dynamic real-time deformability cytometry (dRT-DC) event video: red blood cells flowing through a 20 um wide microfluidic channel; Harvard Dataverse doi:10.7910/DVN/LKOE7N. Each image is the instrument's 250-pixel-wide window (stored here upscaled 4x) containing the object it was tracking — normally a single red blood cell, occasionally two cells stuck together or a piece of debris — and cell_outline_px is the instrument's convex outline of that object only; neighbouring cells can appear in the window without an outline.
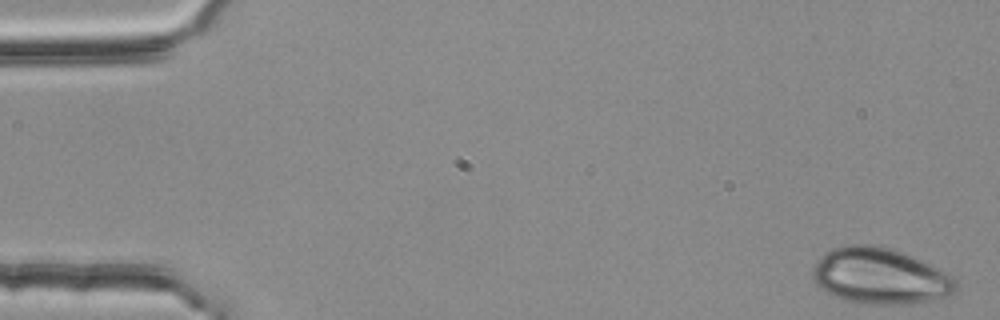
{"species": "common noctule bat (a hibernating species)", "species_latin": "Nyctalus noctula", "temperature_condition": "room temperature", "stored_images_in_passage": 49, "camera_frame_rate_fps": 3000, "um_per_image_px": 0.085, "animal": {"sex": "female", "body_mass_g": 25.1}, "frame": {"image": 1, "passage_image": 1, "time_ms": 0.0, "image_size_px": [1000, 320], "cell_outline_px": [[956, 288], [952, 296], [912, 304], [868, 304], [844, 300], [820, 288], [812, 280], [812, 268], [816, 260], [824, 252], [832, 248], [848, 244], [872, 244], [892, 248], [904, 252], [952, 276], [956, 280]], "centroid_in_image_um": [74.77, 23.46], "position_along_channel_um": 10.2, "area_um2": 47.11}}
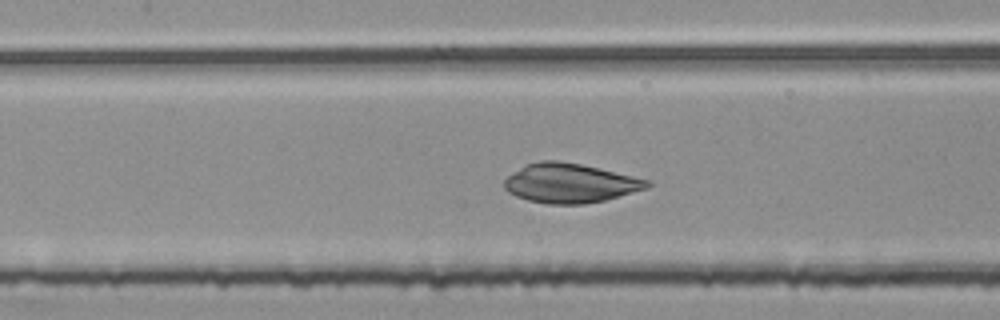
{"frame": {"image": 2, "passage_image": 24, "time_ms": 7.667, "image_size_px": [1000, 320], "cell_outline_px": [[652, 184], [648, 188], [604, 200], [584, 204], [548, 204], [528, 200], [516, 196], [508, 192], [504, 188], [504, 180], [508, 176], [524, 164], [540, 160], [556, 160], [580, 164], [652, 180]], "centroid_in_image_um": [48.45, 15.56], "position_along_channel_um": 159.0, "area_um2": 32.77}}
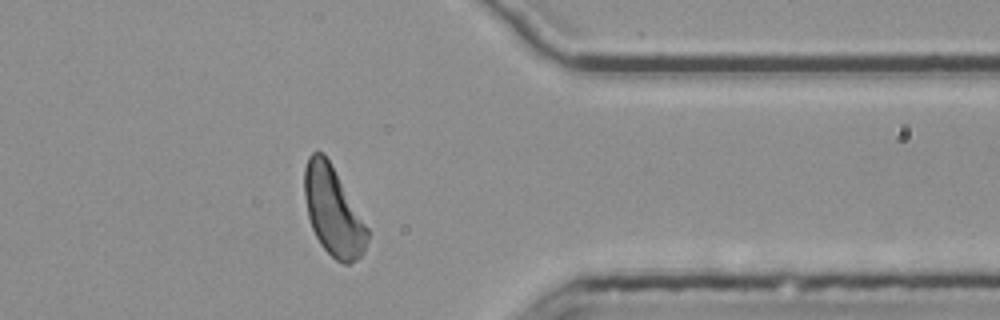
{"frame": {"image": 3, "passage_image": 43, "time_ms": 14.0, "image_size_px": [1000, 320], "cell_outline_px": [[368, 240], [364, 252], [356, 260], [348, 264], [344, 264], [336, 260], [320, 244], [312, 228], [308, 216], [304, 196], [304, 168], [308, 156], [312, 152], [324, 152], [368, 228]], "centroid_in_image_um": [28.3, 17.96], "position_along_channel_um": 383.1, "area_um2": 32.25}}